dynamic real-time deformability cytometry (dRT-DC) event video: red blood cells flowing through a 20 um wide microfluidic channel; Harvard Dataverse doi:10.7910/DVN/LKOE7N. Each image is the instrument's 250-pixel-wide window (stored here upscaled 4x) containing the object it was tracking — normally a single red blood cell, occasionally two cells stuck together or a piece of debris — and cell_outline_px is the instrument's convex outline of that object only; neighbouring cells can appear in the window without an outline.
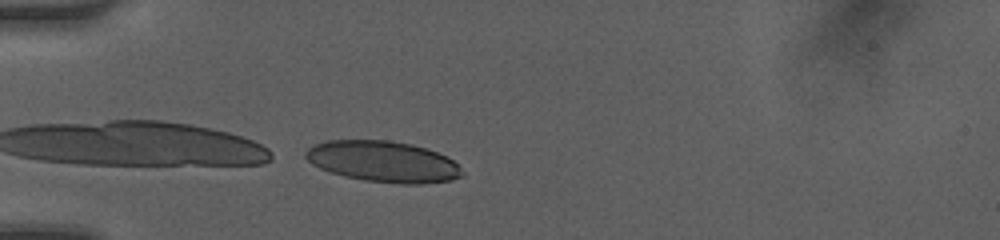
{"species": "human", "species_latin": "Homo sapiens", "temperature_condition": "room temperature", "stored_images_in_passage": 38, "camera_frame_rate_fps": 3000, "um_per_image_px": 0.085, "donor": {"sex": "female"}, "frame": {"image": 1, "passage_image": 5, "time_ms": 1.333, "image_size_px": [1000, 240], "cell_outline_px": [[464, 172], [460, 176], [452, 180], [420, 184], [400, 184], [364, 180], [344, 176], [328, 172], [312, 164], [304, 156], [304, 152], [312, 144], [328, 140], [388, 140], [412, 144], [436, 152], [452, 160]], "centroid_in_image_um": [32.51, 13.73], "position_along_channel_um": 52.5, "area_um2": 37.45}}
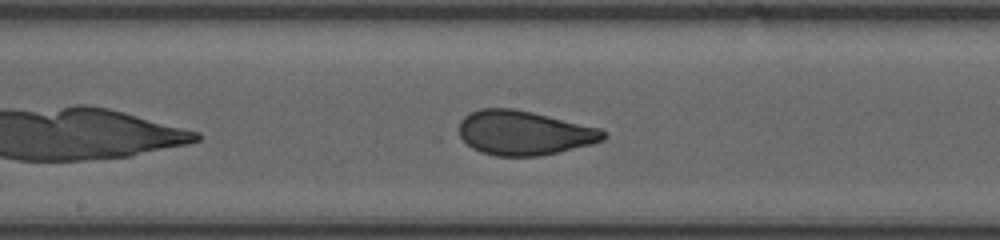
{"frame": {"image": 2, "passage_image": 16, "time_ms": 5.0, "image_size_px": [1000, 240], "cell_outline_px": [[608, 136], [604, 140], [592, 144], [540, 156], [496, 156], [480, 152], [472, 148], [460, 136], [460, 120], [468, 112], [480, 108], [512, 108], [532, 112], [600, 128]], "centroid_in_image_um": [44.53, 11.29], "position_along_channel_um": 203.7, "area_um2": 37.34}}
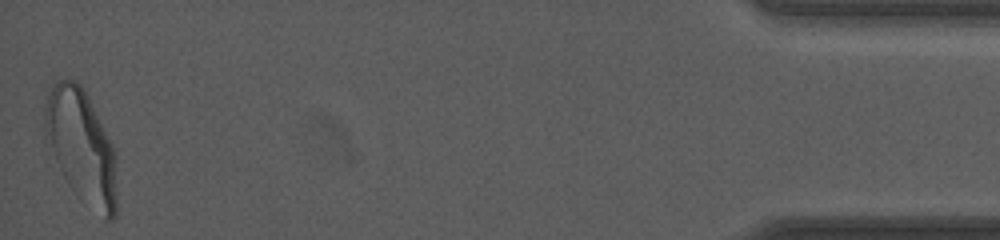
{"frame": {"image": 3, "passage_image": 38, "time_ms": 12.333, "image_size_px": [1000, 240], "cell_outline_px": [[116, 216], [112, 220], [104, 220], [68, 184], [56, 160], [44, 128], [44, 104], [56, 80], [76, 80], [84, 88], [112, 144], [116, 196]], "centroid_in_image_um": [6.91, 12.42], "position_along_channel_um": 428.3, "area_um2": 46.18}, "authors_computed_cell_mechanics": {"area_um2": 38.437, "velocity_mm_per_s": 4.2002, "shape_relaxation_time_tau1_ms": 4.9247, "shape_relaxation_time_tau2_ms": null, "deformation_change_tau1": 0.16, "deformation_change_tau2": null}}